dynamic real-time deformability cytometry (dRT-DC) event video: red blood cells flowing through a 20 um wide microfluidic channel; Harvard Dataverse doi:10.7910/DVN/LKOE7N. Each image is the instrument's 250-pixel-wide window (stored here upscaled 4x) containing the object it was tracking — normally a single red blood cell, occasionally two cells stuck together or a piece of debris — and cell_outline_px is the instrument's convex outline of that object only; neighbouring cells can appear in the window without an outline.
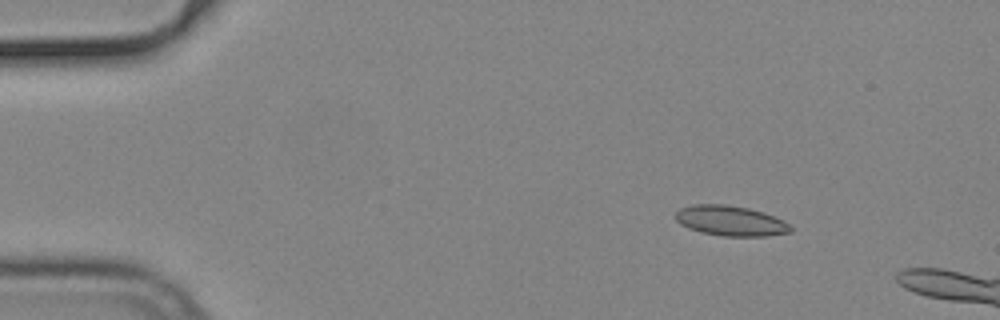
{"species": "common noctule bat (a hibernating species)", "species_latin": "Nyctalus noctula", "temperature_condition": "cold", "stored_images_in_passage": 8, "camera_frame_rate_fps": 3000, "um_per_image_px": 0.085, "animal": {"sex": "male", "body_mass_g": 19.2, "forearm_length_mm": 51.8}, "frame": {"image": 1, "passage_image": 2, "time_ms": 0.333, "image_size_px": [1000, 320], "cell_outline_px": [[792, 232], [768, 236], [720, 236], [700, 232], [688, 228], [680, 224], [676, 220], [676, 212], [680, 208], [692, 204], [724, 204], [748, 208], [764, 212], [784, 220], [792, 228]], "centroid_in_image_um": [62.1, 18.77], "position_along_channel_um": 22.9, "area_um2": 20.4}}